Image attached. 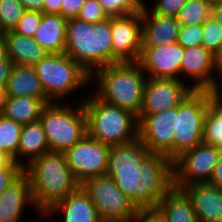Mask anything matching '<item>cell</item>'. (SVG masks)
I'll return each mask as SVG.
<instances>
[{
    "mask_svg": "<svg viewBox=\"0 0 222 222\" xmlns=\"http://www.w3.org/2000/svg\"><path fill=\"white\" fill-rule=\"evenodd\" d=\"M106 176L138 210L155 209L173 185V161L151 153L139 139L111 146Z\"/></svg>",
    "mask_w": 222,
    "mask_h": 222,
    "instance_id": "1",
    "label": "cell"
},
{
    "mask_svg": "<svg viewBox=\"0 0 222 222\" xmlns=\"http://www.w3.org/2000/svg\"><path fill=\"white\" fill-rule=\"evenodd\" d=\"M24 173L30 180L35 210L42 217L55 203L81 186L74 179L64 153H44L27 164Z\"/></svg>",
    "mask_w": 222,
    "mask_h": 222,
    "instance_id": "2",
    "label": "cell"
},
{
    "mask_svg": "<svg viewBox=\"0 0 222 222\" xmlns=\"http://www.w3.org/2000/svg\"><path fill=\"white\" fill-rule=\"evenodd\" d=\"M111 17L93 24L70 18L66 28L65 53L92 75L113 64Z\"/></svg>",
    "mask_w": 222,
    "mask_h": 222,
    "instance_id": "3",
    "label": "cell"
},
{
    "mask_svg": "<svg viewBox=\"0 0 222 222\" xmlns=\"http://www.w3.org/2000/svg\"><path fill=\"white\" fill-rule=\"evenodd\" d=\"M91 80L97 83L94 94L99 99L138 117L147 80L138 62L109 64L95 71L91 75Z\"/></svg>",
    "mask_w": 222,
    "mask_h": 222,
    "instance_id": "4",
    "label": "cell"
},
{
    "mask_svg": "<svg viewBox=\"0 0 222 222\" xmlns=\"http://www.w3.org/2000/svg\"><path fill=\"white\" fill-rule=\"evenodd\" d=\"M80 98L90 137L109 146L125 145L138 139V121L134 114L104 102L94 93Z\"/></svg>",
    "mask_w": 222,
    "mask_h": 222,
    "instance_id": "5",
    "label": "cell"
},
{
    "mask_svg": "<svg viewBox=\"0 0 222 222\" xmlns=\"http://www.w3.org/2000/svg\"><path fill=\"white\" fill-rule=\"evenodd\" d=\"M33 67L50 102L63 103L91 83V75L65 52L49 53Z\"/></svg>",
    "mask_w": 222,
    "mask_h": 222,
    "instance_id": "6",
    "label": "cell"
},
{
    "mask_svg": "<svg viewBox=\"0 0 222 222\" xmlns=\"http://www.w3.org/2000/svg\"><path fill=\"white\" fill-rule=\"evenodd\" d=\"M82 101L79 99L73 107L65 102H51L43 108L39 122L50 152L65 153L86 135V114Z\"/></svg>",
    "mask_w": 222,
    "mask_h": 222,
    "instance_id": "7",
    "label": "cell"
},
{
    "mask_svg": "<svg viewBox=\"0 0 222 222\" xmlns=\"http://www.w3.org/2000/svg\"><path fill=\"white\" fill-rule=\"evenodd\" d=\"M213 91L194 90L176 106L173 160L203 142L204 122Z\"/></svg>",
    "mask_w": 222,
    "mask_h": 222,
    "instance_id": "8",
    "label": "cell"
},
{
    "mask_svg": "<svg viewBox=\"0 0 222 222\" xmlns=\"http://www.w3.org/2000/svg\"><path fill=\"white\" fill-rule=\"evenodd\" d=\"M81 187L95 205L98 216L113 222L136 221L139 210L112 178L105 175L87 179Z\"/></svg>",
    "mask_w": 222,
    "mask_h": 222,
    "instance_id": "9",
    "label": "cell"
},
{
    "mask_svg": "<svg viewBox=\"0 0 222 222\" xmlns=\"http://www.w3.org/2000/svg\"><path fill=\"white\" fill-rule=\"evenodd\" d=\"M221 156L220 148L204 142L182 152L173 160L174 187L208 183Z\"/></svg>",
    "mask_w": 222,
    "mask_h": 222,
    "instance_id": "10",
    "label": "cell"
},
{
    "mask_svg": "<svg viewBox=\"0 0 222 222\" xmlns=\"http://www.w3.org/2000/svg\"><path fill=\"white\" fill-rule=\"evenodd\" d=\"M110 148L86 133L64 153L67 165L80 185L87 179L106 175Z\"/></svg>",
    "mask_w": 222,
    "mask_h": 222,
    "instance_id": "11",
    "label": "cell"
},
{
    "mask_svg": "<svg viewBox=\"0 0 222 222\" xmlns=\"http://www.w3.org/2000/svg\"><path fill=\"white\" fill-rule=\"evenodd\" d=\"M188 81L167 78H147L143 90V103L139 122L145 115L163 112L179 106L194 90ZM188 85V86H187Z\"/></svg>",
    "mask_w": 222,
    "mask_h": 222,
    "instance_id": "12",
    "label": "cell"
},
{
    "mask_svg": "<svg viewBox=\"0 0 222 222\" xmlns=\"http://www.w3.org/2000/svg\"><path fill=\"white\" fill-rule=\"evenodd\" d=\"M176 131V107L145 115L138 122V139L151 153H160L173 161V138Z\"/></svg>",
    "mask_w": 222,
    "mask_h": 222,
    "instance_id": "13",
    "label": "cell"
},
{
    "mask_svg": "<svg viewBox=\"0 0 222 222\" xmlns=\"http://www.w3.org/2000/svg\"><path fill=\"white\" fill-rule=\"evenodd\" d=\"M113 63L137 62L142 51L141 13L111 17Z\"/></svg>",
    "mask_w": 222,
    "mask_h": 222,
    "instance_id": "14",
    "label": "cell"
},
{
    "mask_svg": "<svg viewBox=\"0 0 222 222\" xmlns=\"http://www.w3.org/2000/svg\"><path fill=\"white\" fill-rule=\"evenodd\" d=\"M215 67V55L202 45L184 48L180 67V80L186 77L193 83V90L218 91V77ZM184 75V76H183ZM183 76V77H181Z\"/></svg>",
    "mask_w": 222,
    "mask_h": 222,
    "instance_id": "15",
    "label": "cell"
},
{
    "mask_svg": "<svg viewBox=\"0 0 222 222\" xmlns=\"http://www.w3.org/2000/svg\"><path fill=\"white\" fill-rule=\"evenodd\" d=\"M184 47L172 43L160 47H142L138 63L147 78L180 80V67Z\"/></svg>",
    "mask_w": 222,
    "mask_h": 222,
    "instance_id": "16",
    "label": "cell"
},
{
    "mask_svg": "<svg viewBox=\"0 0 222 222\" xmlns=\"http://www.w3.org/2000/svg\"><path fill=\"white\" fill-rule=\"evenodd\" d=\"M148 4L141 12L143 22L142 47H160L177 43L180 24L176 17L154 13ZM150 10V11H149Z\"/></svg>",
    "mask_w": 222,
    "mask_h": 222,
    "instance_id": "17",
    "label": "cell"
},
{
    "mask_svg": "<svg viewBox=\"0 0 222 222\" xmlns=\"http://www.w3.org/2000/svg\"><path fill=\"white\" fill-rule=\"evenodd\" d=\"M189 197L199 222H222V190L197 183L181 188Z\"/></svg>",
    "mask_w": 222,
    "mask_h": 222,
    "instance_id": "18",
    "label": "cell"
},
{
    "mask_svg": "<svg viewBox=\"0 0 222 222\" xmlns=\"http://www.w3.org/2000/svg\"><path fill=\"white\" fill-rule=\"evenodd\" d=\"M27 205L35 208L30 180L23 173L0 196V222H21Z\"/></svg>",
    "mask_w": 222,
    "mask_h": 222,
    "instance_id": "19",
    "label": "cell"
},
{
    "mask_svg": "<svg viewBox=\"0 0 222 222\" xmlns=\"http://www.w3.org/2000/svg\"><path fill=\"white\" fill-rule=\"evenodd\" d=\"M60 213L63 216L62 222H93L99 217L95 205L81 186L55 203L43 217L58 216Z\"/></svg>",
    "mask_w": 222,
    "mask_h": 222,
    "instance_id": "20",
    "label": "cell"
},
{
    "mask_svg": "<svg viewBox=\"0 0 222 222\" xmlns=\"http://www.w3.org/2000/svg\"><path fill=\"white\" fill-rule=\"evenodd\" d=\"M7 97L26 96L51 103L45 95L41 82L33 66L14 64L6 84Z\"/></svg>",
    "mask_w": 222,
    "mask_h": 222,
    "instance_id": "21",
    "label": "cell"
},
{
    "mask_svg": "<svg viewBox=\"0 0 222 222\" xmlns=\"http://www.w3.org/2000/svg\"><path fill=\"white\" fill-rule=\"evenodd\" d=\"M6 54L13 64L34 66L49 53L32 37L12 31L4 32Z\"/></svg>",
    "mask_w": 222,
    "mask_h": 222,
    "instance_id": "22",
    "label": "cell"
},
{
    "mask_svg": "<svg viewBox=\"0 0 222 222\" xmlns=\"http://www.w3.org/2000/svg\"><path fill=\"white\" fill-rule=\"evenodd\" d=\"M67 21L62 15L42 13V21L32 38L48 53H63Z\"/></svg>",
    "mask_w": 222,
    "mask_h": 222,
    "instance_id": "23",
    "label": "cell"
},
{
    "mask_svg": "<svg viewBox=\"0 0 222 222\" xmlns=\"http://www.w3.org/2000/svg\"><path fill=\"white\" fill-rule=\"evenodd\" d=\"M47 152H50L49 145L42 124L37 121L23 125L18 144L17 163L24 168L33 159Z\"/></svg>",
    "mask_w": 222,
    "mask_h": 222,
    "instance_id": "24",
    "label": "cell"
},
{
    "mask_svg": "<svg viewBox=\"0 0 222 222\" xmlns=\"http://www.w3.org/2000/svg\"><path fill=\"white\" fill-rule=\"evenodd\" d=\"M156 209L168 222H199L189 197L174 186L159 201Z\"/></svg>",
    "mask_w": 222,
    "mask_h": 222,
    "instance_id": "25",
    "label": "cell"
},
{
    "mask_svg": "<svg viewBox=\"0 0 222 222\" xmlns=\"http://www.w3.org/2000/svg\"><path fill=\"white\" fill-rule=\"evenodd\" d=\"M47 104L39 98L18 96L7 97L3 115L22 125L39 121Z\"/></svg>",
    "mask_w": 222,
    "mask_h": 222,
    "instance_id": "26",
    "label": "cell"
},
{
    "mask_svg": "<svg viewBox=\"0 0 222 222\" xmlns=\"http://www.w3.org/2000/svg\"><path fill=\"white\" fill-rule=\"evenodd\" d=\"M222 93L215 91L212 94L210 106L207 110L203 142L214 145L222 150Z\"/></svg>",
    "mask_w": 222,
    "mask_h": 222,
    "instance_id": "27",
    "label": "cell"
},
{
    "mask_svg": "<svg viewBox=\"0 0 222 222\" xmlns=\"http://www.w3.org/2000/svg\"><path fill=\"white\" fill-rule=\"evenodd\" d=\"M207 0H186L176 15L180 26L203 24L211 14Z\"/></svg>",
    "mask_w": 222,
    "mask_h": 222,
    "instance_id": "28",
    "label": "cell"
},
{
    "mask_svg": "<svg viewBox=\"0 0 222 222\" xmlns=\"http://www.w3.org/2000/svg\"><path fill=\"white\" fill-rule=\"evenodd\" d=\"M22 124L0 115V149L17 163V151Z\"/></svg>",
    "mask_w": 222,
    "mask_h": 222,
    "instance_id": "29",
    "label": "cell"
},
{
    "mask_svg": "<svg viewBox=\"0 0 222 222\" xmlns=\"http://www.w3.org/2000/svg\"><path fill=\"white\" fill-rule=\"evenodd\" d=\"M108 17L141 13L145 0H98Z\"/></svg>",
    "mask_w": 222,
    "mask_h": 222,
    "instance_id": "30",
    "label": "cell"
},
{
    "mask_svg": "<svg viewBox=\"0 0 222 222\" xmlns=\"http://www.w3.org/2000/svg\"><path fill=\"white\" fill-rule=\"evenodd\" d=\"M24 12L20 0H0V29L3 32L14 30Z\"/></svg>",
    "mask_w": 222,
    "mask_h": 222,
    "instance_id": "31",
    "label": "cell"
},
{
    "mask_svg": "<svg viewBox=\"0 0 222 222\" xmlns=\"http://www.w3.org/2000/svg\"><path fill=\"white\" fill-rule=\"evenodd\" d=\"M203 38L201 45L216 55L222 45V26L211 16L202 24Z\"/></svg>",
    "mask_w": 222,
    "mask_h": 222,
    "instance_id": "32",
    "label": "cell"
},
{
    "mask_svg": "<svg viewBox=\"0 0 222 222\" xmlns=\"http://www.w3.org/2000/svg\"><path fill=\"white\" fill-rule=\"evenodd\" d=\"M42 21V13L37 11H26L18 21L14 32L20 35L33 37Z\"/></svg>",
    "mask_w": 222,
    "mask_h": 222,
    "instance_id": "33",
    "label": "cell"
},
{
    "mask_svg": "<svg viewBox=\"0 0 222 222\" xmlns=\"http://www.w3.org/2000/svg\"><path fill=\"white\" fill-rule=\"evenodd\" d=\"M203 38L202 24L180 26L177 43L184 48L201 45Z\"/></svg>",
    "mask_w": 222,
    "mask_h": 222,
    "instance_id": "34",
    "label": "cell"
},
{
    "mask_svg": "<svg viewBox=\"0 0 222 222\" xmlns=\"http://www.w3.org/2000/svg\"><path fill=\"white\" fill-rule=\"evenodd\" d=\"M76 18L88 23L96 24L105 21L109 17L103 11L98 0H86Z\"/></svg>",
    "mask_w": 222,
    "mask_h": 222,
    "instance_id": "35",
    "label": "cell"
},
{
    "mask_svg": "<svg viewBox=\"0 0 222 222\" xmlns=\"http://www.w3.org/2000/svg\"><path fill=\"white\" fill-rule=\"evenodd\" d=\"M152 11L159 15L176 17L186 0H154Z\"/></svg>",
    "mask_w": 222,
    "mask_h": 222,
    "instance_id": "36",
    "label": "cell"
},
{
    "mask_svg": "<svg viewBox=\"0 0 222 222\" xmlns=\"http://www.w3.org/2000/svg\"><path fill=\"white\" fill-rule=\"evenodd\" d=\"M24 173L22 166L0 167V196L13 182Z\"/></svg>",
    "mask_w": 222,
    "mask_h": 222,
    "instance_id": "37",
    "label": "cell"
},
{
    "mask_svg": "<svg viewBox=\"0 0 222 222\" xmlns=\"http://www.w3.org/2000/svg\"><path fill=\"white\" fill-rule=\"evenodd\" d=\"M86 0H62L61 15L66 18H76Z\"/></svg>",
    "mask_w": 222,
    "mask_h": 222,
    "instance_id": "38",
    "label": "cell"
},
{
    "mask_svg": "<svg viewBox=\"0 0 222 222\" xmlns=\"http://www.w3.org/2000/svg\"><path fill=\"white\" fill-rule=\"evenodd\" d=\"M135 222H168L166 218L155 209H143L139 210L138 216Z\"/></svg>",
    "mask_w": 222,
    "mask_h": 222,
    "instance_id": "39",
    "label": "cell"
},
{
    "mask_svg": "<svg viewBox=\"0 0 222 222\" xmlns=\"http://www.w3.org/2000/svg\"><path fill=\"white\" fill-rule=\"evenodd\" d=\"M13 65V62L8 57L0 61V87H6Z\"/></svg>",
    "mask_w": 222,
    "mask_h": 222,
    "instance_id": "40",
    "label": "cell"
},
{
    "mask_svg": "<svg viewBox=\"0 0 222 222\" xmlns=\"http://www.w3.org/2000/svg\"><path fill=\"white\" fill-rule=\"evenodd\" d=\"M208 184L222 190V156L219 159L217 165L215 166Z\"/></svg>",
    "mask_w": 222,
    "mask_h": 222,
    "instance_id": "41",
    "label": "cell"
},
{
    "mask_svg": "<svg viewBox=\"0 0 222 222\" xmlns=\"http://www.w3.org/2000/svg\"><path fill=\"white\" fill-rule=\"evenodd\" d=\"M62 0H44L42 13L61 15Z\"/></svg>",
    "mask_w": 222,
    "mask_h": 222,
    "instance_id": "42",
    "label": "cell"
},
{
    "mask_svg": "<svg viewBox=\"0 0 222 222\" xmlns=\"http://www.w3.org/2000/svg\"><path fill=\"white\" fill-rule=\"evenodd\" d=\"M44 0H20L26 11H37L42 13Z\"/></svg>",
    "mask_w": 222,
    "mask_h": 222,
    "instance_id": "43",
    "label": "cell"
},
{
    "mask_svg": "<svg viewBox=\"0 0 222 222\" xmlns=\"http://www.w3.org/2000/svg\"><path fill=\"white\" fill-rule=\"evenodd\" d=\"M215 67L218 76V91H222V45L219 52L215 55Z\"/></svg>",
    "mask_w": 222,
    "mask_h": 222,
    "instance_id": "44",
    "label": "cell"
},
{
    "mask_svg": "<svg viewBox=\"0 0 222 222\" xmlns=\"http://www.w3.org/2000/svg\"><path fill=\"white\" fill-rule=\"evenodd\" d=\"M210 16L222 26V2L211 6Z\"/></svg>",
    "mask_w": 222,
    "mask_h": 222,
    "instance_id": "45",
    "label": "cell"
},
{
    "mask_svg": "<svg viewBox=\"0 0 222 222\" xmlns=\"http://www.w3.org/2000/svg\"><path fill=\"white\" fill-rule=\"evenodd\" d=\"M4 166H21L16 163L5 151L0 149V167Z\"/></svg>",
    "mask_w": 222,
    "mask_h": 222,
    "instance_id": "46",
    "label": "cell"
},
{
    "mask_svg": "<svg viewBox=\"0 0 222 222\" xmlns=\"http://www.w3.org/2000/svg\"><path fill=\"white\" fill-rule=\"evenodd\" d=\"M6 98H7V94H6L5 87H0V115H3Z\"/></svg>",
    "mask_w": 222,
    "mask_h": 222,
    "instance_id": "47",
    "label": "cell"
},
{
    "mask_svg": "<svg viewBox=\"0 0 222 222\" xmlns=\"http://www.w3.org/2000/svg\"><path fill=\"white\" fill-rule=\"evenodd\" d=\"M7 57L6 54V41L4 34L0 37V61H3Z\"/></svg>",
    "mask_w": 222,
    "mask_h": 222,
    "instance_id": "48",
    "label": "cell"
},
{
    "mask_svg": "<svg viewBox=\"0 0 222 222\" xmlns=\"http://www.w3.org/2000/svg\"><path fill=\"white\" fill-rule=\"evenodd\" d=\"M93 222H113V221L99 216Z\"/></svg>",
    "mask_w": 222,
    "mask_h": 222,
    "instance_id": "49",
    "label": "cell"
},
{
    "mask_svg": "<svg viewBox=\"0 0 222 222\" xmlns=\"http://www.w3.org/2000/svg\"><path fill=\"white\" fill-rule=\"evenodd\" d=\"M207 1H208L211 5L222 2V0H207Z\"/></svg>",
    "mask_w": 222,
    "mask_h": 222,
    "instance_id": "50",
    "label": "cell"
},
{
    "mask_svg": "<svg viewBox=\"0 0 222 222\" xmlns=\"http://www.w3.org/2000/svg\"><path fill=\"white\" fill-rule=\"evenodd\" d=\"M4 34V32L0 29V37Z\"/></svg>",
    "mask_w": 222,
    "mask_h": 222,
    "instance_id": "51",
    "label": "cell"
}]
</instances>
